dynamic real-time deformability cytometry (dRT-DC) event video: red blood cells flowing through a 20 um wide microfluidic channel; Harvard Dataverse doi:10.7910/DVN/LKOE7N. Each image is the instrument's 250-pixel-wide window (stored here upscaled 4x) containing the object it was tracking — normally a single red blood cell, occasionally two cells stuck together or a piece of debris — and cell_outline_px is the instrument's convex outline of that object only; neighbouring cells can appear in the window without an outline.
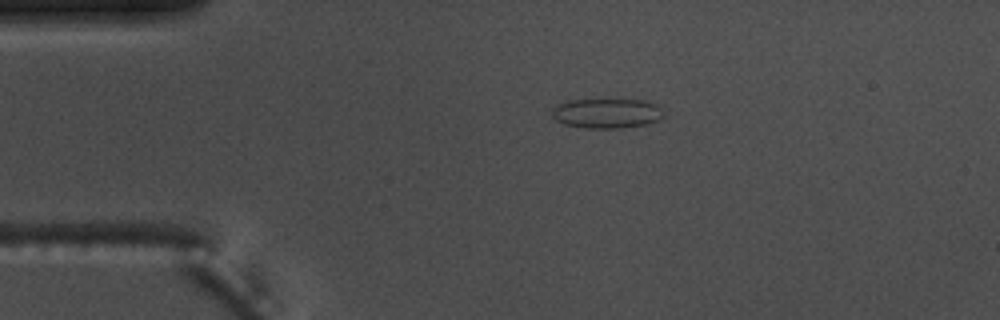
{"species": "common noctule bat (a hibernating species)", "species_latin": "Nyctalus noctula", "temperature_condition": "warm", "stored_images_in_passage": 1, "camera_frame_rate_fps": 3000, "um_per_image_px": 0.085, "animal": {"sex": "male", "body_mass_g": 17.5, "forearm_length_mm": 52.3}, "frame": {"image": 1, "passage_image": 1, "time_ms": 0.0, "image_size_px": [1000, 320], "cell_outline_px": [[664, 116], [656, 120], [644, 124], [620, 128], [584, 128], [564, 124], [556, 120], [552, 116], [552, 108], [564, 100], [644, 100], [656, 104], [664, 112]], "centroid_in_image_um": [51.54, 9.63], "position_along_channel_um": 33.5, "area_um2": 19.31}}